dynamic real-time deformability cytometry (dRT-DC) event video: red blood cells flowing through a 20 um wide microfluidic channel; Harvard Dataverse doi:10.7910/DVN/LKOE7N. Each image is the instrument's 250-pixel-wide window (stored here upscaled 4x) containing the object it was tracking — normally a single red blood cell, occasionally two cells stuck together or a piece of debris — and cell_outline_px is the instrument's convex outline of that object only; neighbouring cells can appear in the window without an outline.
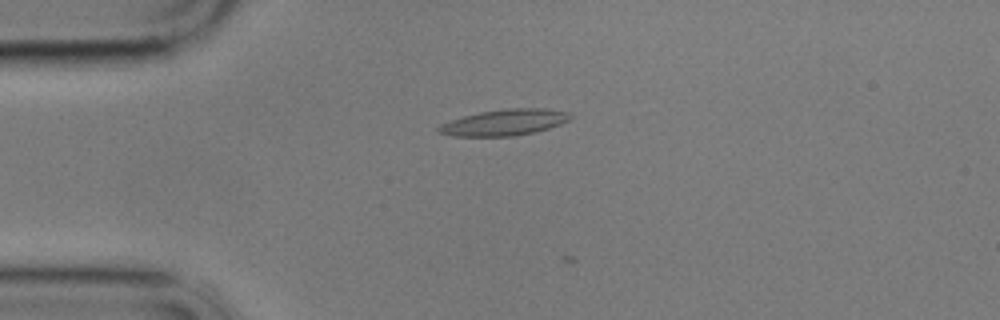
{"species": "common noctule bat (a hibernating species)", "species_latin": "Nyctalus noctula", "temperature_condition": "cold", "stored_images_in_passage": 4, "camera_frame_rate_fps": 3000, "um_per_image_px": 0.085, "animal": {"sex": "male", "body_mass_g": 17.9}, "frame": {"image": 1, "passage_image": 2, "time_ms": 0.333, "image_size_px": [1000, 320], "cell_outline_px": [[572, 116], [568, 120], [560, 124], [548, 128], [532, 132], [512, 136], [452, 136], [436, 132], [436, 128], [440, 124], [464, 116], [480, 112], [508, 108], [544, 108], [568, 112]], "centroid_in_image_um": [42.84, 10.4], "position_along_channel_um": 42.2, "area_um2": 19.88}}